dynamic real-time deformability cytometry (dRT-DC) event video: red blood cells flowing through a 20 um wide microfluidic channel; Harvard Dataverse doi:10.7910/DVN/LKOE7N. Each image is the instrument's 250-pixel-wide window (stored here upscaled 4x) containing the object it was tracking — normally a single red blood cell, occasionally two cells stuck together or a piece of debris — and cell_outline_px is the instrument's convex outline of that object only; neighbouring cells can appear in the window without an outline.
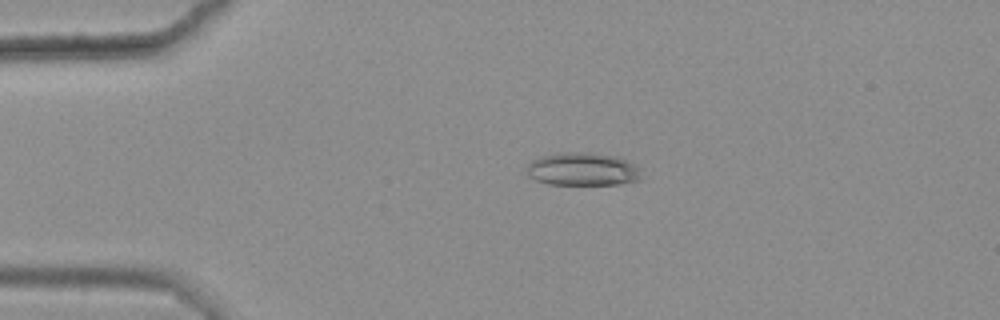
{"species": "common noctule bat (a hibernating species)", "species_latin": "Nyctalus noctula", "temperature_condition": "warm", "stored_images_in_passage": 44, "camera_frame_rate_fps": 3000, "um_per_image_px": 0.085, "animal": {"sex": "female", "body_mass_g": 25.1}, "frame": {"image": 1, "passage_image": 7, "time_ms": 2.0, "image_size_px": [1000, 320], "cell_outline_px": [[640, 180], [620, 184], [548, 184], [536, 180], [528, 176], [524, 168], [532, 160], [544, 156], [560, 152], [576, 152], [620, 156], [632, 164], [636, 168]], "centroid_in_image_um": [49.45, 14.38], "position_along_channel_um": 35.5, "area_um2": 21.85}}
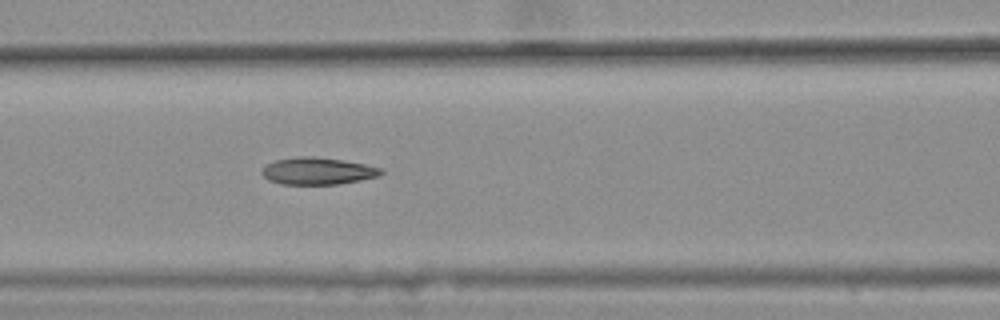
{"frame": {"image": 2, "passage_image": 19, "time_ms": 6.0, "image_size_px": [1000, 320], "cell_outline_px": [[384, 172], [376, 176], [360, 180], [340, 184], [280, 184], [268, 180], [260, 172], [268, 164], [276, 160], [300, 156], [312, 156], [340, 160], [364, 164], [384, 168]], "centroid_in_image_um": [27.0, 14.54], "position_along_channel_um": 139.6, "area_um2": 18.61}}
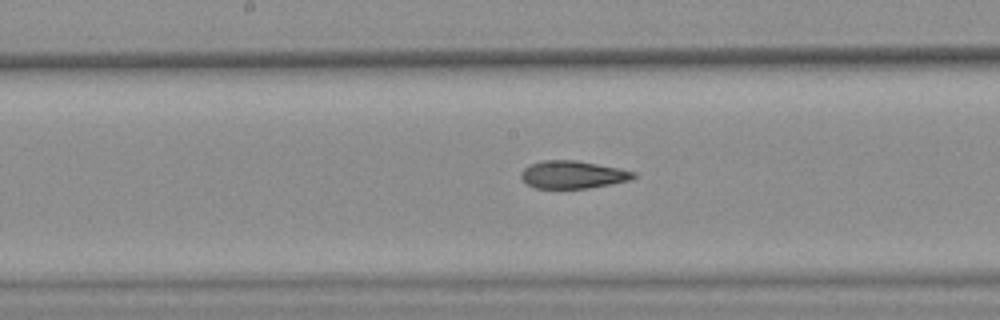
{"frame": {"image": 3, "passage_image": 24, "time_ms": 7.667, "image_size_px": [1000, 320], "cell_outline_px": [[636, 176], [628, 180], [588, 188], [536, 188], [528, 184], [520, 176], [520, 172], [528, 164], [544, 160], [576, 160], [636, 172]], "centroid_in_image_um": [48.62, 14.83], "position_along_channel_um": 199.6, "area_um2": 17.86}, "authors_computed_cell_mechanics": {"area_um2": 18.9584, "velocity_mm_per_s": 3.6049, "shape_relaxation_time_tau1_ms": null, "shape_relaxation_time_tau2_ms": 2.719, "deformation_change_tau1": null, "deformation_change_tau2": 0.1088}}